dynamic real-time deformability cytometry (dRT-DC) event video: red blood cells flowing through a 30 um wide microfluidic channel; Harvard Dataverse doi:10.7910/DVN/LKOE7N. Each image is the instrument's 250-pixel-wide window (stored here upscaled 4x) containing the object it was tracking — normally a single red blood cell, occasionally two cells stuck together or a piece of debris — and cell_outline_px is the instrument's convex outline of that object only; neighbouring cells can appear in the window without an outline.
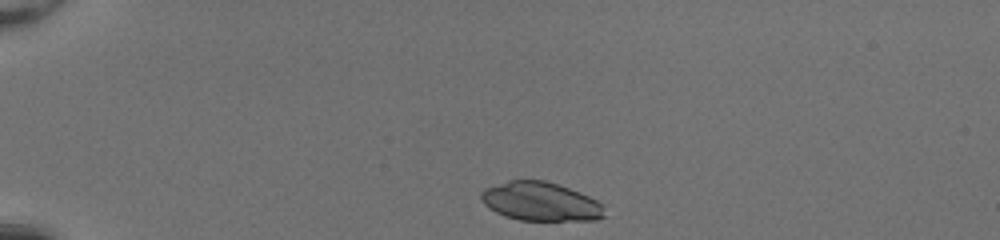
{"species": "common noctule bat (a hibernating species)", "species_latin": "Nyctalus noctula", "temperature_condition": "room temperature", "stored_images_in_passage": 35, "camera_frame_rate_fps": 3000, "um_per_image_px": 0.085, "animal": {"sex": "female", "body_mass_g": 20.0, "forearm_length_mm": 54.0}, "frame": {"image": 1, "passage_image": 1, "time_ms": 0.0, "image_size_px": [1000, 240], "cell_outline_px": [[604, 216], [596, 220], [520, 220], [504, 216], [488, 208], [480, 200], [480, 192], [484, 188], [508, 180], [544, 180], [580, 192], [604, 204]], "centroid_in_image_um": [45.92, 17.13], "position_along_channel_um": 39.1, "area_um2": 27.98}}
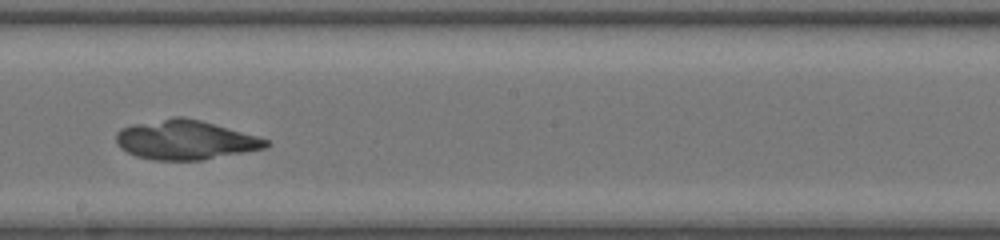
{"frame": {"image": 2, "passage_image": 20, "time_ms": 6.333, "image_size_px": [1000, 240], "cell_outline_px": [[272, 144], [264, 148], [204, 160], [152, 160], [136, 156], [120, 148], [116, 144], [116, 132], [120, 128], [132, 124], [172, 116], [184, 116], [200, 120], [256, 136], [268, 140]], "centroid_in_image_um": [15.7, 11.88], "position_along_channel_um": 232.5, "area_um2": 34.45}}
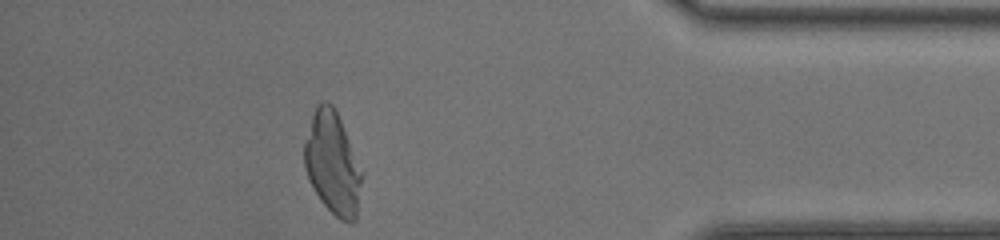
{"frame": {"image": 3, "passage_image": 35, "time_ms": 11.333, "image_size_px": [1000, 240], "cell_outline_px": [[360, 184], [356, 220], [352, 224], [340, 220], [320, 200], [308, 180], [304, 164], [304, 144], [312, 116], [316, 104], [320, 100], [324, 100], [332, 104], [340, 120], [360, 172]], "centroid_in_image_um": [28.21, 13.89], "position_along_channel_um": 407.0, "area_um2": 33.29}}